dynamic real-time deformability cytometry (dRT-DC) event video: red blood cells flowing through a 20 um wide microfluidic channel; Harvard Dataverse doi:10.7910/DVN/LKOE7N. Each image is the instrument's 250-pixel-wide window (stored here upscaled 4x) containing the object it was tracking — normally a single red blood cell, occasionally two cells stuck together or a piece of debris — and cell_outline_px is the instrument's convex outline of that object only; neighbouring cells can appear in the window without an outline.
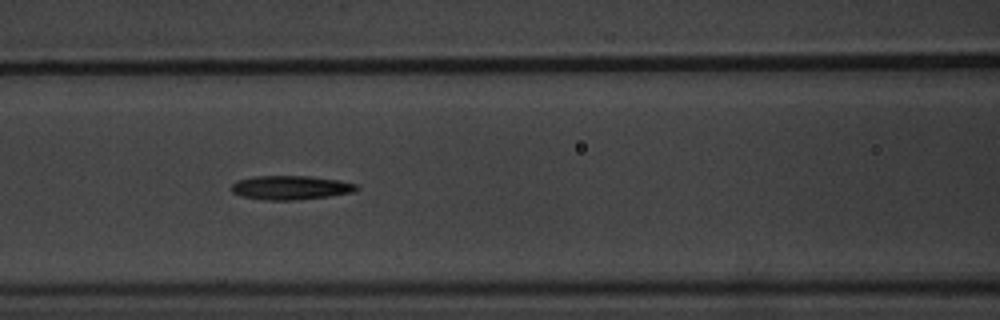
{"species": "common noctule bat (a hibernating species)", "species_latin": "Nyctalus noctula", "temperature_condition": "warm", "stored_images_in_passage": 8, "camera_frame_rate_fps": 3000, "um_per_image_px": 0.085, "animal": {"sex": "male", "body_mass_g": 20.1, "forearm_length_mm": 53.5}, "frame": {"image": 1, "passage_image": 7, "time_ms": 7.0, "image_size_px": [1000, 320], "cell_outline_px": [[360, 188], [356, 192], [328, 196], [292, 200], [264, 200], [244, 196], [232, 192], [232, 184], [236, 180], [252, 176], [308, 176], [340, 180], [356, 184]], "centroid_in_image_um": [24.73, 15.94], "position_along_channel_um": 141.9, "area_um2": 17.51}}
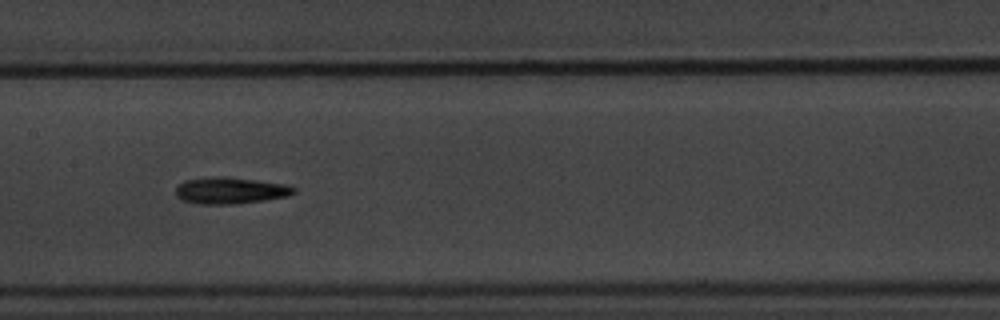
{"frame": {"image": 2, "passage_image": 8, "time_ms": 8.333, "image_size_px": [1000, 320], "cell_outline_px": [[296, 192], [288, 196], [264, 200], [236, 204], [200, 204], [184, 200], [176, 196], [176, 188], [184, 180], [216, 176], [224, 176], [256, 180], [284, 184], [296, 188]], "centroid_in_image_um": [19.58, 16.19], "position_along_channel_um": 187.8, "area_um2": 18.21}}